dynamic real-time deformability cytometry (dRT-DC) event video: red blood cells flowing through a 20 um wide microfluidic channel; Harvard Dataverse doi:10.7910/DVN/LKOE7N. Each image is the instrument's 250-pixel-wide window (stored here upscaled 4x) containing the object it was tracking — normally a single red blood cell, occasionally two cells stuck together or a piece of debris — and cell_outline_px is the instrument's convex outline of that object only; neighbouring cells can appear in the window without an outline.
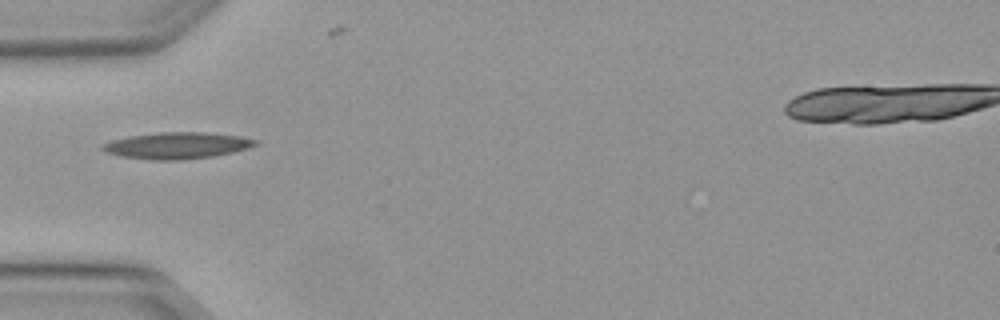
{"species": "Egyptian fruit bat (a non-hibernating species)", "species_latin": "Rousettus aegyptiacus", "temperature_condition": "warm", "stored_images_in_passage": 35, "segment_of_instrument_passage": [1, 2], "camera_frame_rate_fps": 3000, "um_per_image_px": 0.085, "animal": {"sex": "female"}, "frame": {"image": 1, "passage_image": 1, "time_ms": 0.0, "image_size_px": [1000, 320], "cell_outline_px": [[260, 140], [256, 144], [248, 148], [232, 152], [212, 156], [184, 160], [152, 160], [120, 156], [104, 152], [100, 148], [104, 144], [112, 140], [128, 136], [160, 132], [204, 132], [240, 136]], "centroid_in_image_um": [15.03, 12.37], "position_along_channel_um": 70.0, "area_um2": 23.64}}
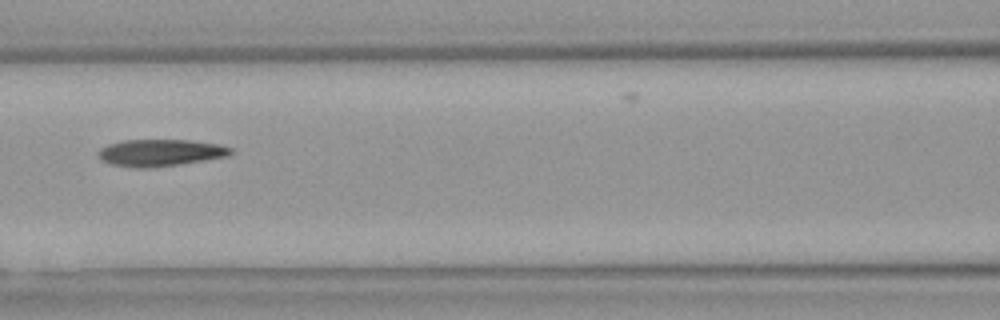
{"frame": {"image": 2, "passage_image": 7, "time_ms": 2.0, "image_size_px": [1000, 320], "cell_outline_px": [[236, 152], [228, 156], [180, 164], [152, 168], [132, 168], [108, 164], [100, 160], [96, 156], [96, 152], [100, 148], [108, 144], [124, 140], [188, 140], [220, 144], [232, 148]], "centroid_in_image_um": [13.58, 12.99], "position_along_channel_um": 153.0, "area_um2": 21.21}}
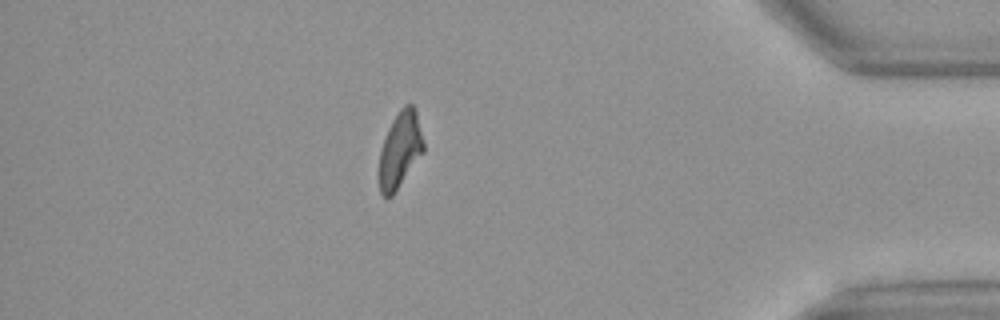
{"frame": {"image": 3, "passage_image": 28, "time_ms": 9.0, "image_size_px": [1000, 320], "cell_outline_px": [[424, 152], [392, 196], [384, 196], [380, 192], [380, 152], [388, 128], [392, 120], [400, 108], [404, 104], [412, 104], [416, 108], [424, 144]], "centroid_in_image_um": [34.03, 12.69], "position_along_channel_um": 401.2, "area_um2": 19.48}}